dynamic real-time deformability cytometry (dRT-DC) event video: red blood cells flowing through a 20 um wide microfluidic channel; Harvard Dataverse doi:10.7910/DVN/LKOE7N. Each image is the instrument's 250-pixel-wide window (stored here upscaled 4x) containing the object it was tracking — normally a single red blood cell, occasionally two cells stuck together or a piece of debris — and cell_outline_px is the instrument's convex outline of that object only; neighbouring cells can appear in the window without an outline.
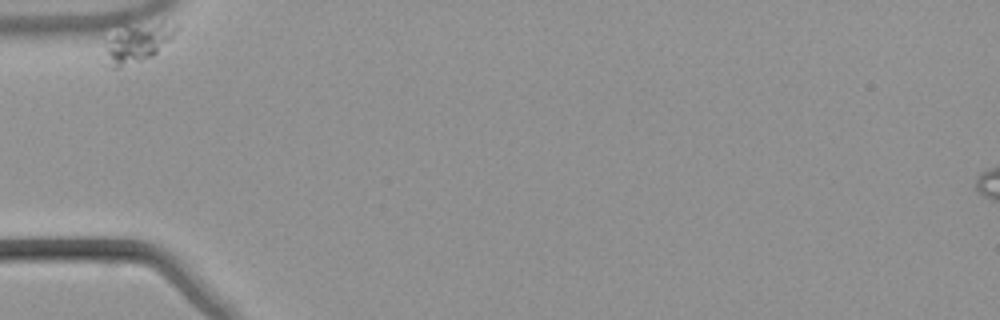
{"species": "common noctule bat (a hibernating species)", "species_latin": "Nyctalus noctula", "temperature_condition": "warm", "stored_images_in_passage": 38, "camera_frame_rate_fps": 3000, "um_per_image_px": 0.085, "animal": {"sex": "male", "body_mass_g": 21.5, "forearm_length_mm": 52.0}, "frame": {"image": 1, "passage_image": 1, "time_ms": 0.0, "image_size_px": [1000, 320], "cell_outline_px": [[180, 28], [152, 56], [116, 68], [112, 68], [100, 64], [112, 40], [124, 24], [164, 20]], "centroid_in_image_um": [11.7, 3.6], "position_along_channel_um": 73.3, "area_um2": 15.9}}
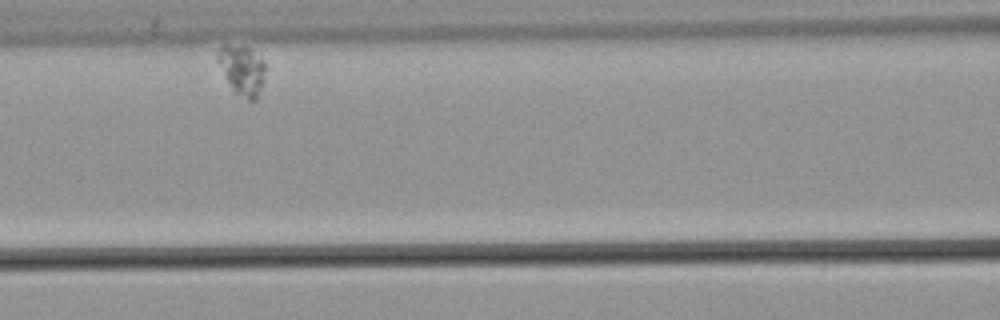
{"frame": {"image": 2, "passage_image": 11, "time_ms": 3.333, "image_size_px": [1000, 320], "cell_outline_px": [[264, 80], [256, 100], [248, 100], [232, 92], [216, 60], [216, 48], [224, 44], [248, 48], [260, 56], [264, 60]], "centroid_in_image_um": [20.53, 5.96], "position_along_channel_um": 146.1, "area_um2": 14.05}}
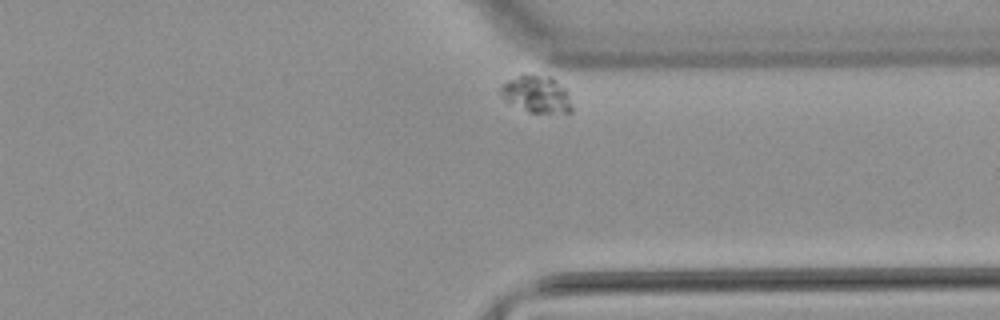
{"frame": {"image": 3, "passage_image": 36, "time_ms": 11.667, "image_size_px": [1000, 320], "cell_outline_px": [[572, 112], [528, 112], [504, 100], [500, 96], [500, 88], [508, 80], [520, 72], [524, 72], [548, 76], [564, 88], [568, 92], [572, 108]], "centroid_in_image_um": [45.56, 7.97], "position_along_channel_um": 365.8, "area_um2": 15.49}}